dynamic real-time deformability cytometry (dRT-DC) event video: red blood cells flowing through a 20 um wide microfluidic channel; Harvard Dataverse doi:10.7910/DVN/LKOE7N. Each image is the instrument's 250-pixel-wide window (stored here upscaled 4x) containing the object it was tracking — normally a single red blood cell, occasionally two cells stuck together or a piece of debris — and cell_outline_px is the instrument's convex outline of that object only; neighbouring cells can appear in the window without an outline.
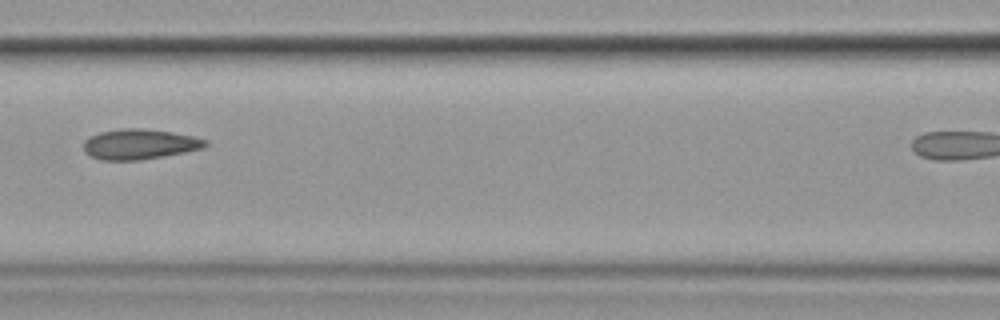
{"species": "common noctule bat (a hibernating species)", "species_latin": "Nyctalus noctula", "temperature_condition": "cold", "stored_images_in_passage": 9, "camera_frame_rate_fps": 3000, "um_per_image_px": 0.085, "animal": {"sex": "female", "body_mass_g": 19.9}, "frame": {"image": 1, "passage_image": 3, "time_ms": 2.333, "image_size_px": [1000, 320], "cell_outline_px": [[208, 144], [204, 148], [164, 156], [140, 160], [100, 160], [84, 152], [84, 140], [88, 136], [100, 132], [120, 128], [144, 128], [172, 132], [192, 136], [208, 140]], "centroid_in_image_um": [11.85, 12.25], "position_along_channel_um": 154.8, "area_um2": 21.62}}
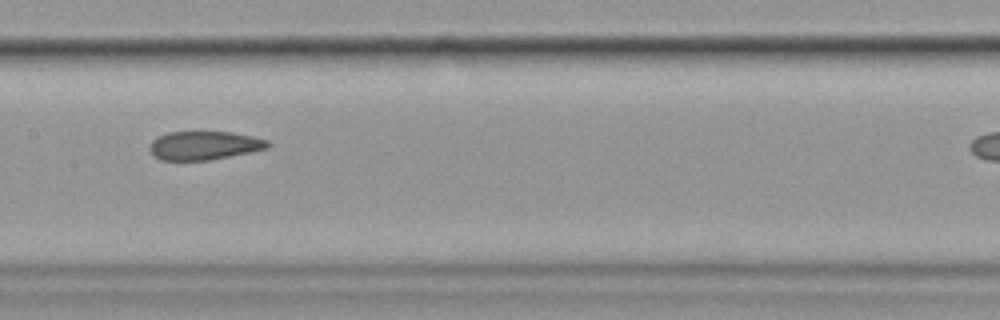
{"frame": {"image": 2, "passage_image": 4, "time_ms": 3.333, "image_size_px": [1000, 320], "cell_outline_px": [[272, 144], [268, 148], [208, 160], [160, 160], [152, 156], [148, 148], [148, 144], [152, 140], [168, 132], [232, 132], [252, 136], [268, 140]], "centroid_in_image_um": [17.32, 12.36], "position_along_channel_um": 190.1, "area_um2": 19.71}}